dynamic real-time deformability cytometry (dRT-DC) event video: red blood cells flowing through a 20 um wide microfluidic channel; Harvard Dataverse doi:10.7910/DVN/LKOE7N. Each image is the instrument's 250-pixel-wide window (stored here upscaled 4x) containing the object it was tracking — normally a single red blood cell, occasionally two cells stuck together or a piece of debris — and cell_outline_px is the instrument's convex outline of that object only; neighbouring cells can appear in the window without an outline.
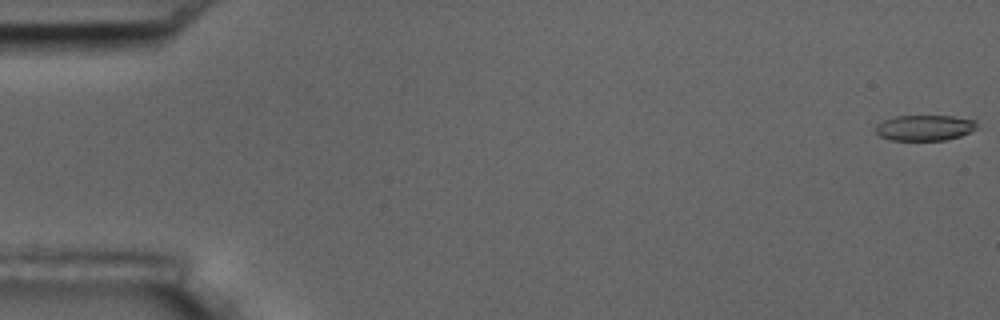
{"species": "common noctule bat (a hibernating species)", "species_latin": "Nyctalus noctula", "temperature_condition": "room temperature", "stored_images_in_passage": 5, "camera_frame_rate_fps": 3000, "um_per_image_px": 0.085, "animal": {"sex": "male", "body_mass_g": 17.5, "forearm_length_mm": 52.3}, "frame": {"image": 1, "passage_image": 1, "time_ms": 0.0, "image_size_px": [1000, 320], "cell_outline_px": [[980, 128], [960, 136], [944, 140], [888, 140], [880, 136], [876, 132], [876, 124], [884, 120], [896, 116], [952, 116], [976, 120]], "centroid_in_image_um": [78.63, 10.86], "position_along_channel_um": 6.4, "area_um2": 15.26}}